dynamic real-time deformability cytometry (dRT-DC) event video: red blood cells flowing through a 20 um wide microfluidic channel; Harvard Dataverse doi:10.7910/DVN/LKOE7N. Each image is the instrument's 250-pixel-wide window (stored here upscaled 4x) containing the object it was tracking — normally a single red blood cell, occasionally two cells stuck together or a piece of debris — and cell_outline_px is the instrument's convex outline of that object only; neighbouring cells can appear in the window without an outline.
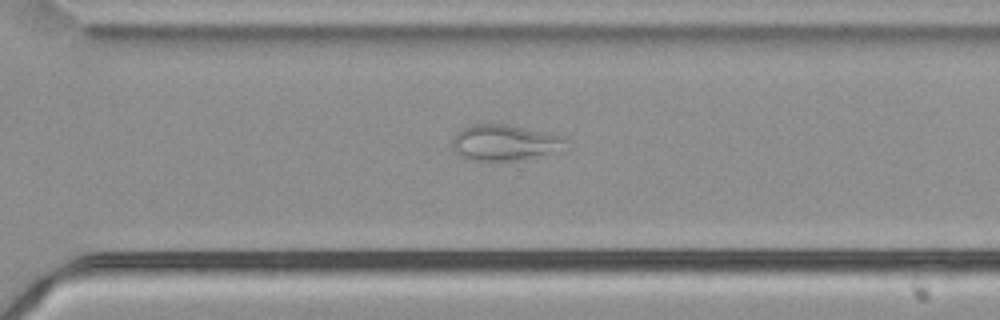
{"species": "common noctule bat (a hibernating species)", "species_latin": "Nyctalus noctula", "temperature_condition": "cold", "stored_images_in_passage": 38, "camera_frame_rate_fps": 3000, "um_per_image_px": 0.085, "animal": {"sex": "male", "body_mass_g": 21.5, "forearm_length_mm": 52.0}, "frame": {"image": 1, "passage_image": 22, "time_ms": 7.0, "image_size_px": [1000, 320], "cell_outline_px": [[568, 152], [524, 160], [500, 164], [472, 160], [460, 156], [452, 148], [452, 140], [456, 132], [472, 124], [508, 124], [544, 132], [560, 136], [568, 140]], "centroid_in_image_um": [43.0, 12.19], "position_along_channel_um": 327.6, "area_um2": 25.2}}
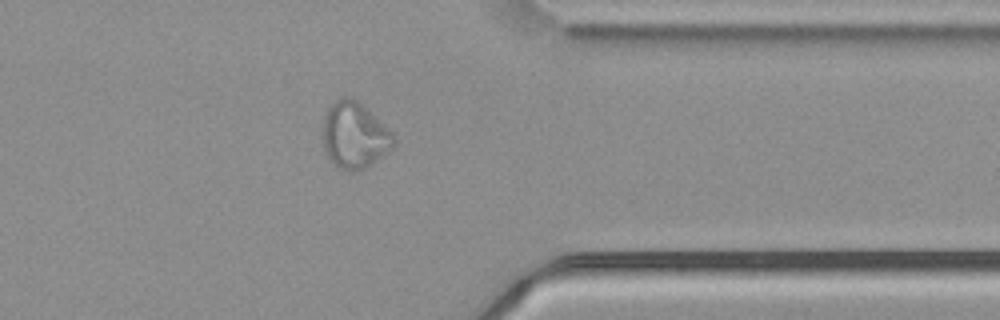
{"frame": {"image": 2, "passage_image": 27, "time_ms": 8.667, "image_size_px": [1000, 320], "cell_outline_px": [[396, 144], [392, 148], [364, 168], [356, 172], [352, 172], [340, 168], [328, 160], [324, 152], [324, 116], [328, 108], [340, 96], [352, 96], [364, 104], [392, 132], [396, 140]], "centroid_in_image_um": [30.13, 11.47], "position_along_channel_um": 381.3, "area_um2": 27.57}}
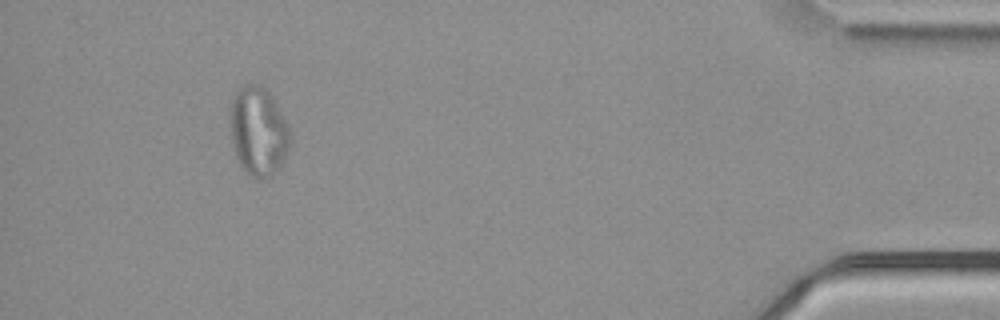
{"frame": {"image": 3, "passage_image": 34, "time_ms": 11.0, "image_size_px": [1000, 320], "cell_outline_px": [[288, 148], [284, 160], [264, 180], [256, 180], [240, 168], [232, 144], [228, 124], [228, 108], [232, 96], [236, 88], [244, 84], [260, 84], [268, 92], [288, 124]], "centroid_in_image_um": [21.86, 11.13], "position_along_channel_um": 413.3, "area_um2": 31.44}, "authors_computed_cell_mechanics": {"area_um2": 25.6632, "velocity_mm_per_s": 3.7559, "shape_relaxation_time_tau1_ms": null, "shape_relaxation_time_tau2_ms": 1.4699, "deformation_change_tau1": null, "deformation_change_tau2": 0.0745}}